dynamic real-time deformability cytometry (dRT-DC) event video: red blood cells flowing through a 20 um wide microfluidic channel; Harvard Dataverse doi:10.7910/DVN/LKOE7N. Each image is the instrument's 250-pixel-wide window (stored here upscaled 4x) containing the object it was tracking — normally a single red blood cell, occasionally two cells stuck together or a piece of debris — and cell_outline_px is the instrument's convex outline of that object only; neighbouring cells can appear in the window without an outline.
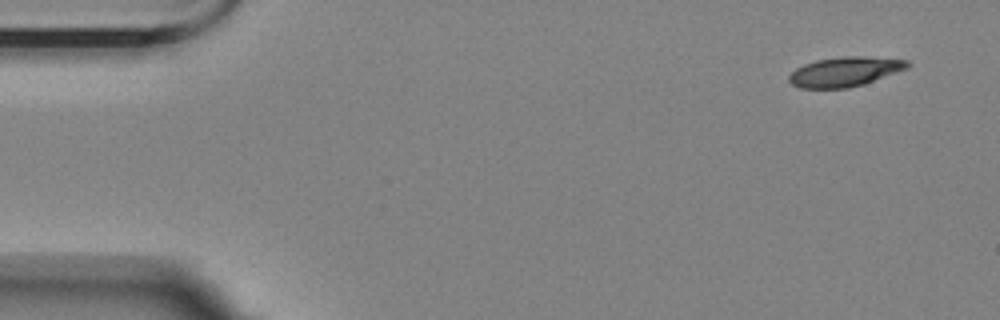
{"species": "Egyptian fruit bat (a non-hibernating species)", "species_latin": "Rousettus aegyptiacus", "temperature_condition": "room temperature", "stored_images_in_passage": 6, "camera_frame_rate_fps": 3000, "um_per_image_px": 0.085, "animal": {"sex": "female"}, "frame": {"image": 1, "passage_image": 1, "time_ms": 0.0, "image_size_px": [1000, 320], "cell_outline_px": [[912, 64], [908, 68], [864, 84], [848, 88], [800, 88], [792, 84], [788, 80], [788, 76], [796, 68], [804, 64], [816, 60], [844, 56], [860, 56], [908, 60]], "centroid_in_image_um": [71.81, 6.09], "position_along_channel_um": 13.2, "area_um2": 20.4}}
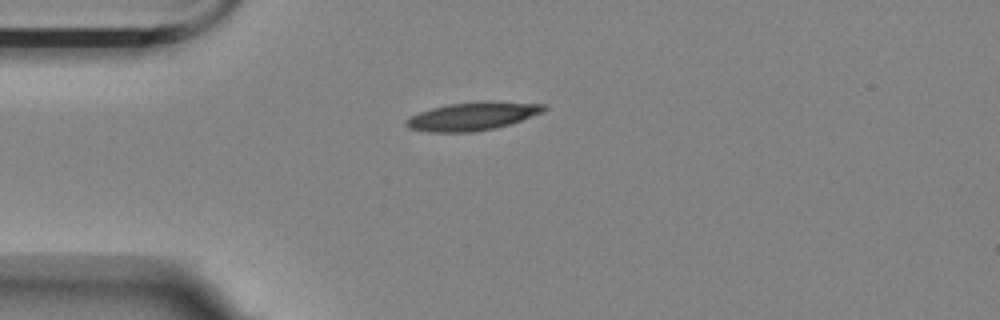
{"frame": {"image": 2, "passage_image": 4, "time_ms": 3.667, "image_size_px": [1000, 320], "cell_outline_px": [[548, 108], [544, 112], [496, 128], [472, 132], [428, 132], [408, 128], [404, 124], [412, 116], [420, 112], [432, 108], [448, 104], [480, 100], [492, 100], [548, 104]], "centroid_in_image_um": [40.23, 9.85], "position_along_channel_um": 44.8, "area_um2": 22.89}}
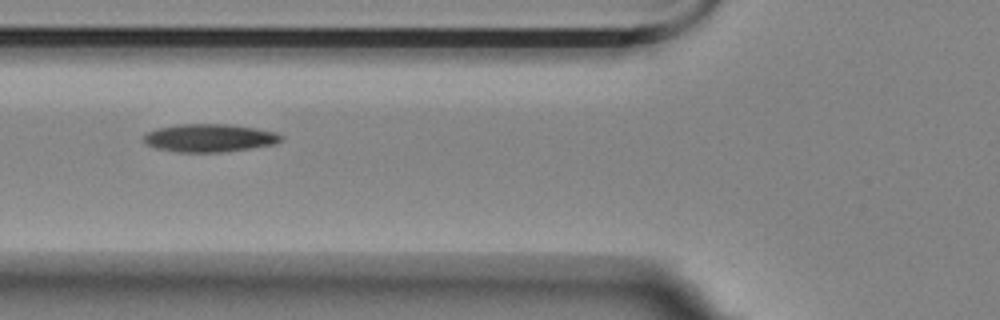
{"frame": {"image": 3, "passage_image": 6, "time_ms": 6.0, "image_size_px": [1000, 320], "cell_outline_px": [[284, 136], [280, 140], [272, 144], [224, 152], [176, 152], [156, 148], [148, 144], [144, 140], [144, 136], [148, 132], [156, 128], [176, 124], [232, 124], [256, 128], [276, 132]], "centroid_in_image_um": [17.79, 11.71], "position_along_channel_um": 108.0, "area_um2": 22.31}}